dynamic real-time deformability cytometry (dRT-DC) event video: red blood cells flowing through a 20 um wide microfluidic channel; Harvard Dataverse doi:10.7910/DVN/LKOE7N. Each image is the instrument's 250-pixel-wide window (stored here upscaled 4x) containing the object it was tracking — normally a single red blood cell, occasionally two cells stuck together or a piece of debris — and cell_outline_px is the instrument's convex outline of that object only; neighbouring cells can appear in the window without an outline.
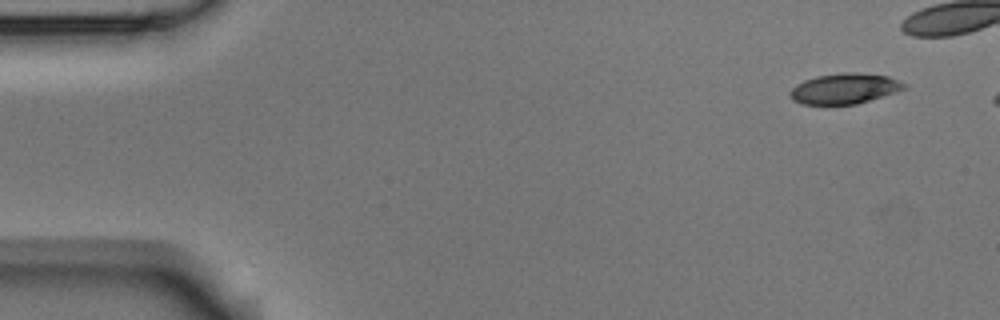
{"species": "Egyptian fruit bat (a non-hibernating species)", "species_latin": "Rousettus aegyptiacus", "temperature_condition": "room temperature", "stored_images_in_passage": 6, "camera_frame_rate_fps": 3000, "um_per_image_px": 0.085, "animal": {"sex": "male"}, "frame": {"image": 1, "passage_image": 1, "time_ms": 0.0, "image_size_px": [1000, 320], "cell_outline_px": [[908, 88], [896, 92], [856, 104], [804, 104], [792, 100], [788, 92], [796, 84], [804, 80], [816, 76], [844, 72], [856, 72], [888, 76], [908, 84]], "centroid_in_image_um": [71.8, 7.52], "position_along_channel_um": 13.2, "area_um2": 20.35}}